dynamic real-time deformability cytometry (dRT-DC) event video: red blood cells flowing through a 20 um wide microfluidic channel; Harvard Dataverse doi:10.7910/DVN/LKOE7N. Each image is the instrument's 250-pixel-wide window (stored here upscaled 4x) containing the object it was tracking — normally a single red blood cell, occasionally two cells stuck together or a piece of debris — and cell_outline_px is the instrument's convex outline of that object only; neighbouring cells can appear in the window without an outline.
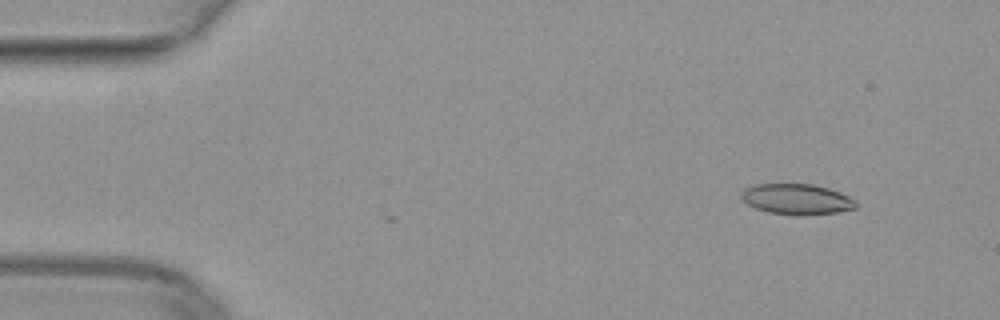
{"species": "common noctule bat (a hibernating species)", "species_latin": "Nyctalus noctula", "temperature_condition": "warm", "stored_images_in_passage": 5, "camera_frame_rate_fps": 3000, "um_per_image_px": 0.085, "animal": {"sex": "female", "body_mass_g": 29.2, "forearm_length_mm": 56.3}, "frame": {"image": 1, "passage_image": 2, "time_ms": 0.333, "image_size_px": [1000, 320], "cell_outline_px": [[856, 208], [836, 212], [796, 216], [768, 212], [756, 208], [740, 200], [740, 196], [744, 188], [756, 184], [812, 184], [828, 188], [840, 192], [856, 200]], "centroid_in_image_um": [67.7, 16.93], "position_along_channel_um": 17.3, "area_um2": 20.52}}